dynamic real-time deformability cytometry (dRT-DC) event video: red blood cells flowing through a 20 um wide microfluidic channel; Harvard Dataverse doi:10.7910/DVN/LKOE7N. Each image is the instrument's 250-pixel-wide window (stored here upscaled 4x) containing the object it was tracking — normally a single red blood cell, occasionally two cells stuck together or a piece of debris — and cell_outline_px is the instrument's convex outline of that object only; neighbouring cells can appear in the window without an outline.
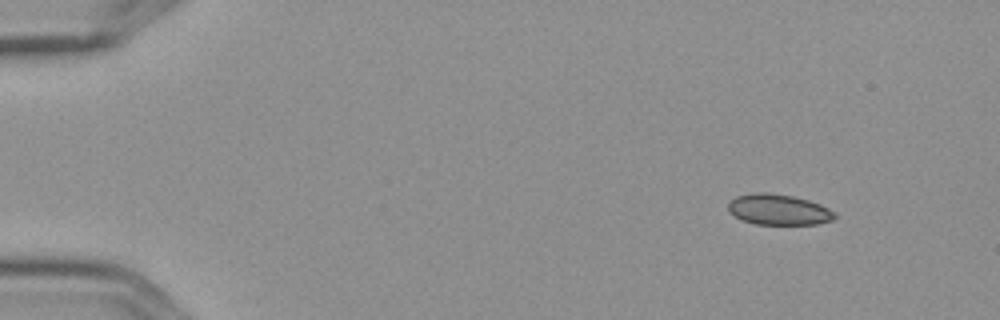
{"species": "Egyptian fruit bat (a non-hibernating species)", "species_latin": "Rousettus aegyptiacus", "temperature_condition": "cold", "stored_images_in_passage": 4, "camera_frame_rate_fps": 3000, "um_per_image_px": 0.085, "frame": {"image": 1, "passage_image": 1, "time_ms": 0.0, "image_size_px": [1000, 320], "cell_outline_px": [[836, 216], [832, 220], [816, 224], [756, 224], [740, 220], [728, 212], [728, 204], [736, 196], [756, 192], [764, 192], [792, 196], [808, 200], [820, 204], [836, 212]], "centroid_in_image_um": [66.16, 17.82], "position_along_channel_um": 18.8, "area_um2": 19.07}}
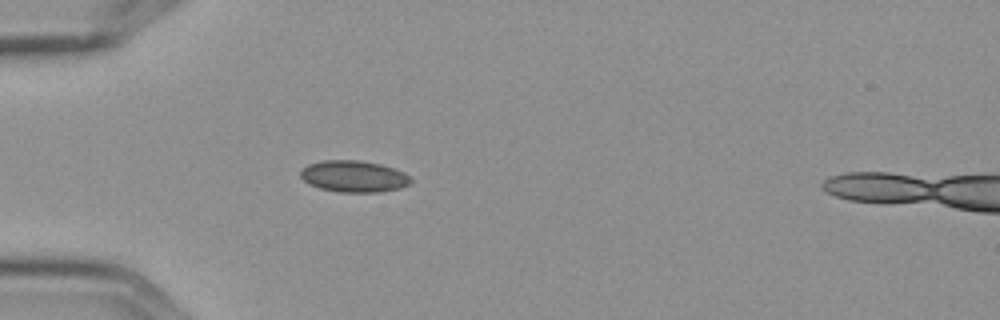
{"frame": {"image": 2, "passage_image": 4, "time_ms": 1.0, "image_size_px": [1000, 320], "cell_outline_px": [[412, 180], [408, 184], [400, 188], [380, 192], [340, 192], [320, 188], [308, 184], [300, 176], [300, 172], [308, 164], [324, 160], [356, 160], [380, 164], [404, 172]], "centroid_in_image_um": [30.05, 14.99], "position_along_channel_um": 54.9, "area_um2": 20.11}}